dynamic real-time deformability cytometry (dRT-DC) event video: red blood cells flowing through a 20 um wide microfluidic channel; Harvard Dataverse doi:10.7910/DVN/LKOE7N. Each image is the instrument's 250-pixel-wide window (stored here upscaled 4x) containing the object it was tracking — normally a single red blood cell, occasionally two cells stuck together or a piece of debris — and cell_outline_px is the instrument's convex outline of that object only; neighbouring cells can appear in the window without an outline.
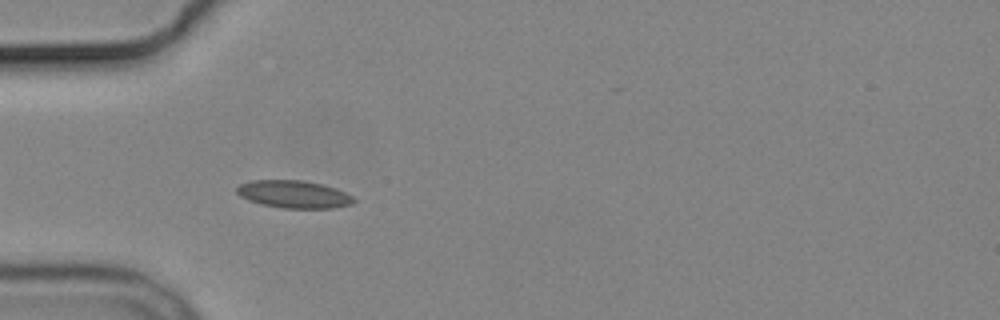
{"species": "common noctule bat (a hibernating species)", "species_latin": "Nyctalus noctula", "temperature_condition": "cold", "stored_images_in_passage": 6, "camera_frame_rate_fps": 3000, "um_per_image_px": 0.085, "animal": {"sex": "male", "body_mass_g": 19.2, "forearm_length_mm": 51.8}, "frame": {"image": 1, "passage_image": 5, "time_ms": 5.333, "image_size_px": [1000, 320], "cell_outline_px": [[356, 200], [352, 204], [332, 208], [280, 208], [260, 204], [248, 200], [240, 196], [236, 192], [236, 188], [240, 184], [252, 180], [300, 180], [320, 184], [336, 188], [352, 196]], "centroid_in_image_um": [24.95, 16.52], "position_along_channel_um": 60.1, "area_um2": 18.79}}
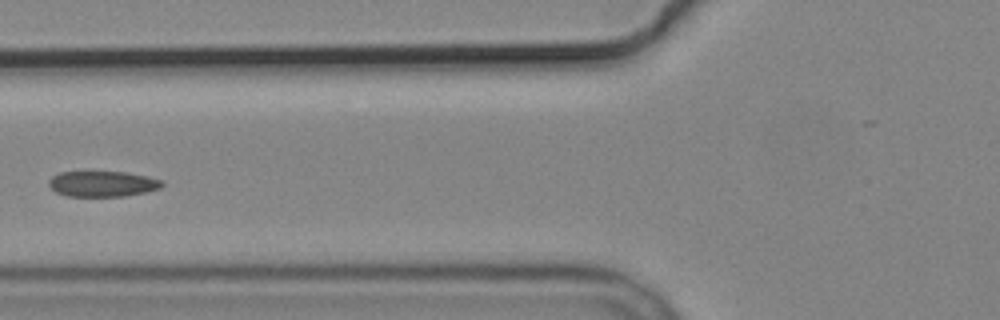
{"frame": {"image": 2, "passage_image": 6, "time_ms": 7.0, "image_size_px": [1000, 320], "cell_outline_px": [[164, 184], [160, 188], [148, 192], [124, 196], [68, 196], [56, 192], [48, 184], [48, 180], [52, 176], [60, 172], [124, 172], [148, 176], [164, 180]], "centroid_in_image_um": [8.75, 15.62], "position_along_channel_um": 117.0, "area_um2": 16.99}}